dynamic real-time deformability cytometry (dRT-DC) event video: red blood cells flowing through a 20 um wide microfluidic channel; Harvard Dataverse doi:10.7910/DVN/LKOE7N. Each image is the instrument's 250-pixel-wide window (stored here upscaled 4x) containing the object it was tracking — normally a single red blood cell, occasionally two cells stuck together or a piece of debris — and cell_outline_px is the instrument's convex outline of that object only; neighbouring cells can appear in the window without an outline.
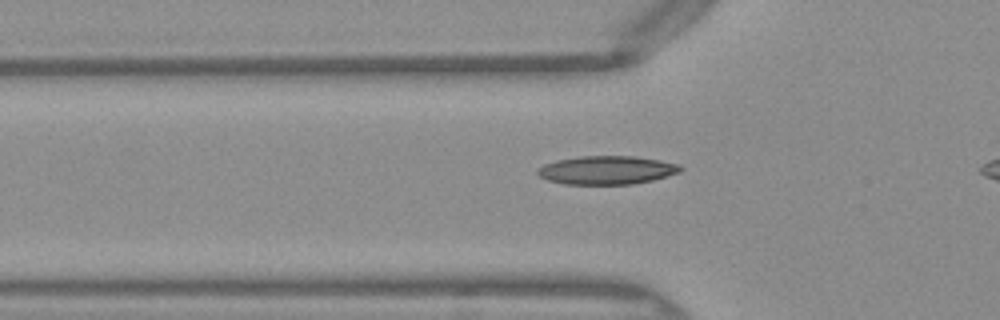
{"species": "Egyptian fruit bat (a non-hibernating species)", "species_latin": "Rousettus aegyptiacus", "temperature_condition": "warm", "stored_images_in_passage": 32, "camera_frame_rate_fps": 3000, "um_per_image_px": 0.085, "frame": {"image": 1, "passage_image": 5, "time_ms": 1.333, "image_size_px": [1000, 320], "cell_outline_px": [[684, 168], [680, 172], [652, 180], [632, 184], [564, 184], [548, 180], [540, 176], [536, 172], [544, 164], [556, 160], [580, 156], [636, 156], [660, 160], [680, 164]], "centroid_in_image_um": [51.6, 14.45], "position_along_channel_um": 74.2, "area_um2": 23.7}}
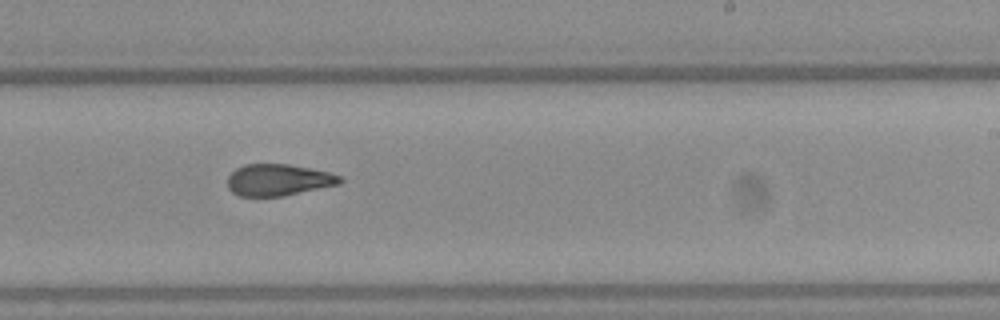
{"frame": {"image": 2, "passage_image": 19, "time_ms": 6.0, "image_size_px": [1000, 320], "cell_outline_px": [[344, 180], [340, 184], [284, 196], [240, 196], [232, 192], [228, 188], [228, 176], [236, 168], [244, 164], [288, 164], [328, 172], [340, 176]], "centroid_in_image_um": [23.65, 15.3], "position_along_channel_um": 265.3, "area_um2": 20.69}}
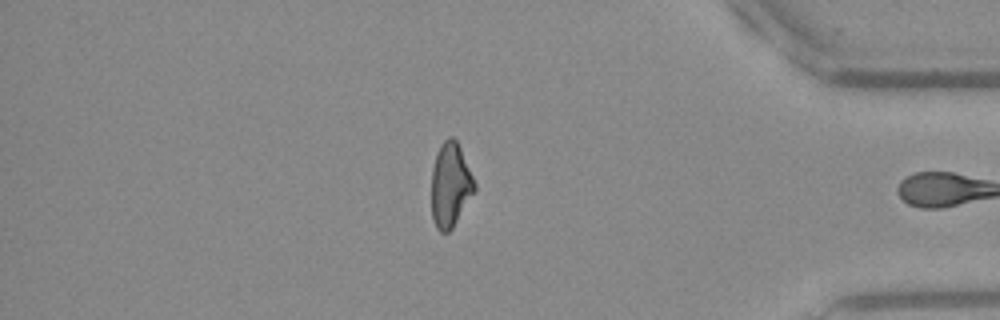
{"frame": {"image": 3, "passage_image": 31, "time_ms": 10.0, "image_size_px": [1000, 320], "cell_outline_px": [[476, 188], [452, 228], [448, 232], [440, 232], [436, 228], [432, 216], [432, 168], [440, 144], [448, 136], [452, 136], [456, 140], [460, 148], [476, 184]], "centroid_in_image_um": [38.27, 15.71], "position_along_channel_um": 396.9, "area_um2": 20.81}, "authors_computed_cell_mechanics": {"area_um2": 21.675, "velocity_mm_per_s": 4.0735, "shape_relaxation_time_tau1_ms": 10.8002, "shape_relaxation_time_tau2_ms": 1.7028, "deformation_change_tau1": 0.2726, "deformation_change_tau2": 0.0908}}